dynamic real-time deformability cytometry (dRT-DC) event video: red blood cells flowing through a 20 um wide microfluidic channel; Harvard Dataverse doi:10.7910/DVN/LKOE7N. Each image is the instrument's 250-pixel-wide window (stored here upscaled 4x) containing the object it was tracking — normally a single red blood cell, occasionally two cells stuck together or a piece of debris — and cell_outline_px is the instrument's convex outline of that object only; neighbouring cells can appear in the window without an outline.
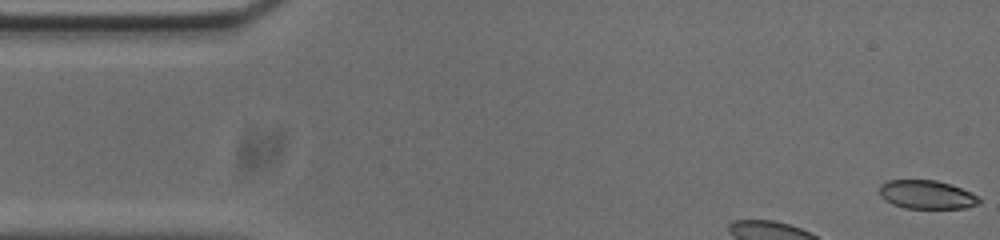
{"species": "common noctule bat (a hibernating species)", "species_latin": "Nyctalus noctula", "temperature_condition": "cold", "stored_images_in_passage": 9, "camera_frame_rate_fps": 3000, "um_per_image_px": 0.085, "animal": {"sex": "male", "body_mass_g": 20.0, "forearm_length_mm": 53.3}, "frame": {"image": 1, "passage_image": 1, "time_ms": 0.0, "image_size_px": [1000, 240], "cell_outline_px": [[980, 204], [968, 208], [904, 208], [892, 204], [884, 200], [880, 196], [880, 184], [888, 180], [936, 180], [952, 184], [980, 196]], "centroid_in_image_um": [78.8, 16.54], "position_along_channel_um": 6.2, "area_um2": 16.88}}